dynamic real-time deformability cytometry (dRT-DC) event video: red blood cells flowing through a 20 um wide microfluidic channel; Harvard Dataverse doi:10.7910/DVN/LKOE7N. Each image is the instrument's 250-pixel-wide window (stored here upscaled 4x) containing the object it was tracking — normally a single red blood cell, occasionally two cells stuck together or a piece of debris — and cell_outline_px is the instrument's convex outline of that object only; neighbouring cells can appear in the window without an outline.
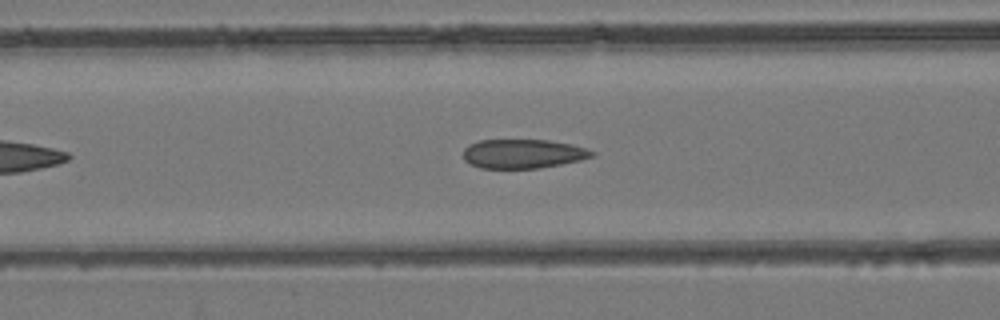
{"species": "common noctule bat (a hibernating species)", "species_latin": "Nyctalus noctula", "temperature_condition": "room temperature", "stored_images_in_passage": 40, "camera_frame_rate_fps": 3000, "um_per_image_px": 0.085, "animal": {"sex": "female", "body_mass_g": 24.6, "forearm_length_mm": 56.2}, "frame": {"image": 1, "passage_image": 10, "time_ms": 3.0, "image_size_px": [1000, 320], "cell_outline_px": [[596, 156], [580, 160], [540, 168], [480, 168], [464, 160], [464, 148], [468, 144], [480, 140], [548, 140], [572, 144], [588, 148], [596, 152]], "centroid_in_image_um": [44.49, 13.06], "position_along_channel_um": 122.1, "area_um2": 21.96}}
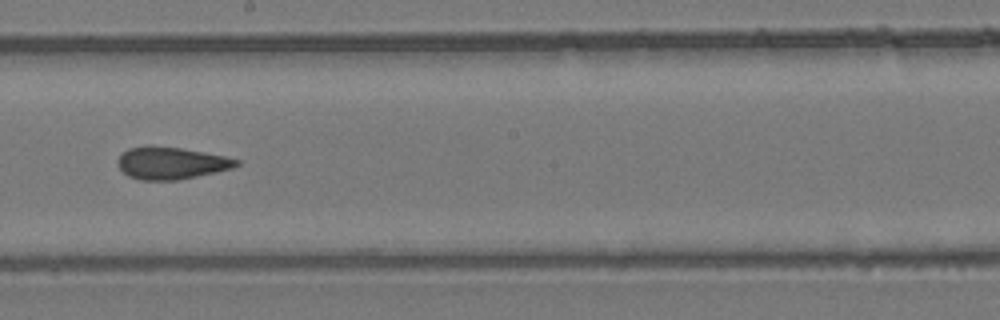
{"frame": {"image": 2, "passage_image": 18, "time_ms": 5.667, "image_size_px": [1000, 320], "cell_outline_px": [[240, 164], [232, 168], [216, 172], [176, 180], [140, 180], [128, 176], [116, 164], [116, 160], [128, 148], [180, 148], [224, 156], [240, 160]], "centroid_in_image_um": [14.56, 13.9], "position_along_channel_um": 233.6, "area_um2": 21.56}}
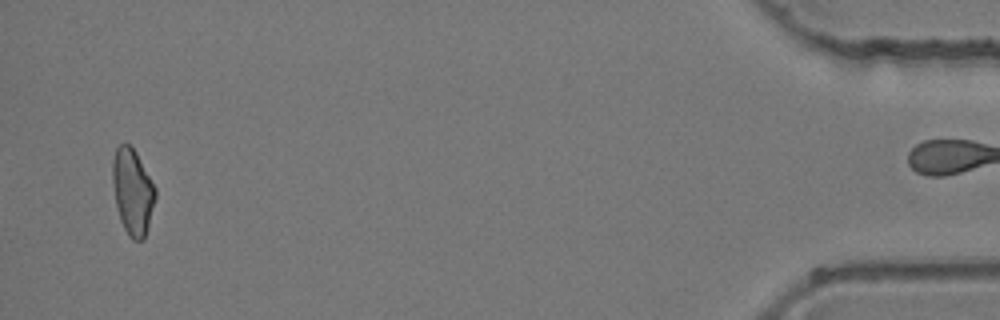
{"frame": {"image": 3, "passage_image": 38, "time_ms": 12.333, "image_size_px": [1000, 320], "cell_outline_px": [[156, 196], [148, 228], [144, 240], [132, 240], [128, 236], [120, 220], [116, 204], [112, 180], [112, 160], [116, 148], [120, 144], [128, 144], [136, 152], [156, 188]], "centroid_in_image_um": [11.27, 16.31], "position_along_channel_um": 423.9, "area_um2": 21.44}}